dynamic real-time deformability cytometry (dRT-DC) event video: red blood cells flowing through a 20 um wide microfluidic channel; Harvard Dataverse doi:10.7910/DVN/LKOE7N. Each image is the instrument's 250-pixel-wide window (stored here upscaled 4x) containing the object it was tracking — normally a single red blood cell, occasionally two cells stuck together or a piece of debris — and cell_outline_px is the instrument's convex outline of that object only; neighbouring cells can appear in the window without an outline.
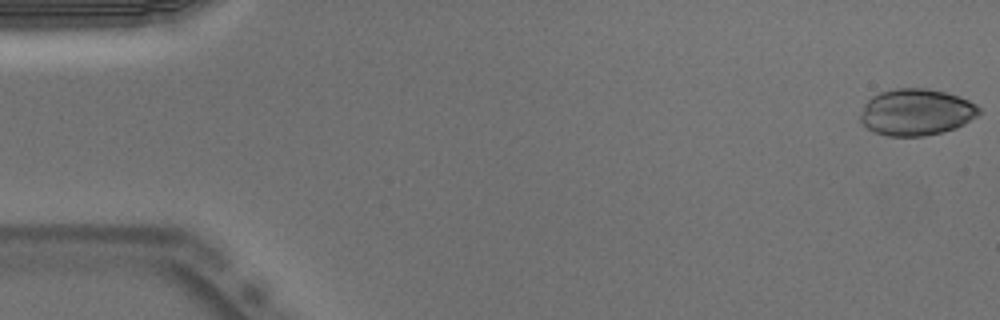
{"species": "Egyptian fruit bat (a non-hibernating species)", "species_latin": "Rousettus aegyptiacus", "temperature_condition": "warm", "stored_images_in_passage": 11, "camera_frame_rate_fps": 3000, "um_per_image_px": 0.085, "animal": {"sex": "male"}, "frame": {"image": 1, "passage_image": 1, "time_ms": 0.0, "image_size_px": [1000, 320], "cell_outline_px": [[976, 112], [960, 124], [952, 128], [936, 132], [916, 136], [896, 136], [880, 132], [872, 128], [868, 108], [868, 104], [876, 96], [888, 92], [940, 92], [956, 96], [972, 104], [976, 108]], "centroid_in_image_um": [78.0, 9.58], "position_along_channel_um": 7.0, "area_um2": 27.4}}